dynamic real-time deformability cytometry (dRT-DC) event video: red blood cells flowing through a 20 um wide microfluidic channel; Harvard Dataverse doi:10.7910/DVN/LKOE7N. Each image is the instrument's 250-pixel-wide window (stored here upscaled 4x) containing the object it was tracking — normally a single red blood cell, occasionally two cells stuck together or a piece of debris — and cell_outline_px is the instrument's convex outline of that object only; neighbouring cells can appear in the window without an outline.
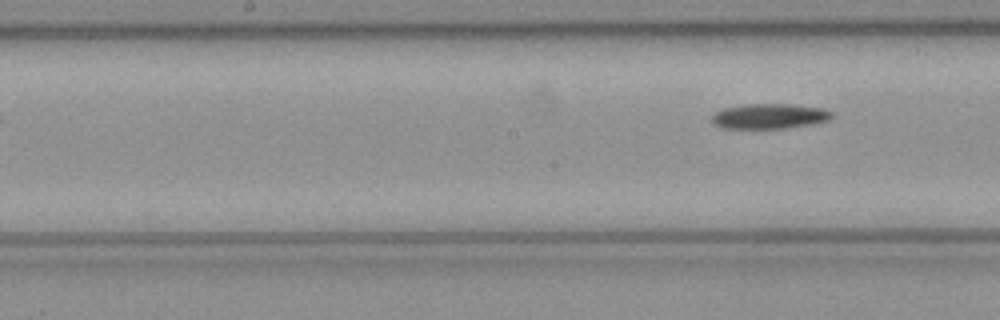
{"species": "common noctule bat (a hibernating species)", "species_latin": "Nyctalus noctula", "temperature_condition": "cold", "stored_images_in_passage": 5, "camera_frame_rate_fps": 3000, "um_per_image_px": 0.085, "animal": {"sex": "female", "body_mass_g": 21.9}, "frame": {"image": 1, "passage_image": 5, "time_ms": 1.333, "image_size_px": [1000, 320], "cell_outline_px": [[832, 116], [828, 120], [812, 124], [784, 128], [724, 128], [712, 124], [712, 116], [716, 112], [724, 108], [744, 104], [792, 104], [824, 108], [832, 112]], "centroid_in_image_um": [65.4, 9.87], "position_along_channel_um": 182.8, "area_um2": 17.51}}